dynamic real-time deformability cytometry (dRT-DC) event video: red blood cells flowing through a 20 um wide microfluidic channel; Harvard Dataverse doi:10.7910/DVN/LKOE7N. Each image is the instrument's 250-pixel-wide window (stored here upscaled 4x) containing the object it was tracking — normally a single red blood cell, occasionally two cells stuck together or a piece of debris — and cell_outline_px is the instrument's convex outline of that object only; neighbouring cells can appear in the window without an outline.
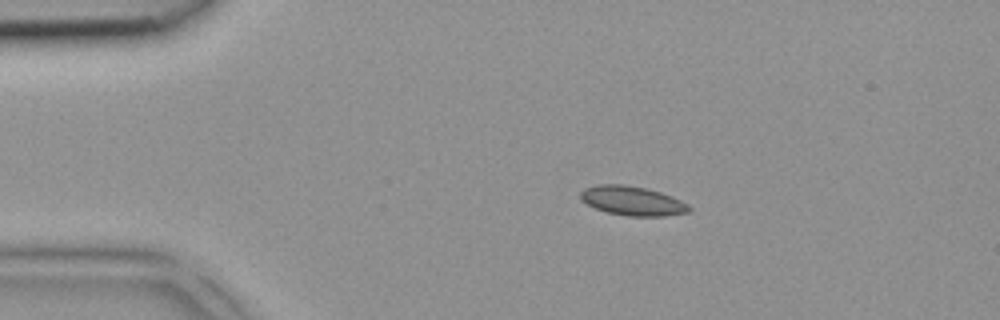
{"species": "common noctule bat (a hibernating species)", "species_latin": "Nyctalus noctula", "temperature_condition": "room temperature", "stored_images_in_passage": 2, "camera_frame_rate_fps": 3000, "um_per_image_px": 0.085, "animal": {"sex": "female", "body_mass_g": 18.4}, "frame": {"image": 1, "passage_image": 1, "time_ms": 0.0, "image_size_px": [1000, 320], "cell_outline_px": [[692, 208], [688, 212], [664, 216], [628, 216], [608, 212], [596, 208], [580, 200], [580, 192], [584, 188], [600, 184], [624, 184], [648, 188], [672, 196], [688, 204]], "centroid_in_image_um": [53.75, 17.06], "position_along_channel_um": 31.2, "area_um2": 18.55}}